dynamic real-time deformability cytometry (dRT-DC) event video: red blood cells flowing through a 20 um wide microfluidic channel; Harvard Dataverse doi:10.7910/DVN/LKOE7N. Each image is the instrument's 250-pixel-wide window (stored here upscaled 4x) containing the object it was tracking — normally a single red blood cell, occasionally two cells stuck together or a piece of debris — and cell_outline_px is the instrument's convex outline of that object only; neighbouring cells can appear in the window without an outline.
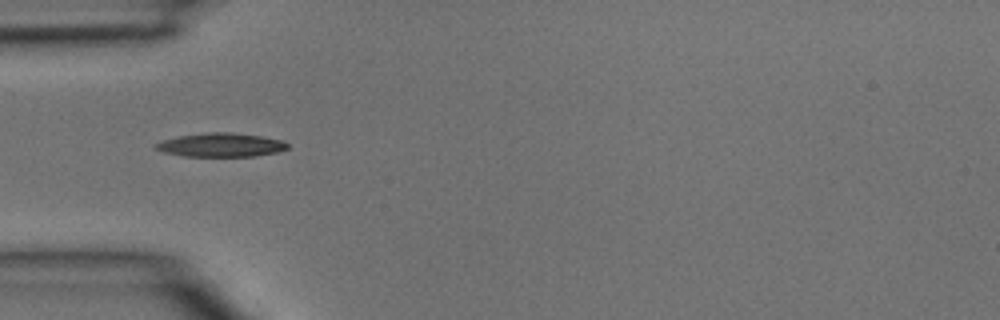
{"species": "common noctule bat (a hibernating species)", "species_latin": "Nyctalus noctula", "temperature_condition": "room temperature", "stored_images_in_passage": 1, "camera_frame_rate_fps": 3000, "um_per_image_px": 0.085, "animal": {"sex": "male", "body_mass_g": 15.6}, "frame": {"image": 1, "passage_image": 1, "time_ms": 0.0, "image_size_px": [1000, 320], "cell_outline_px": [[288, 148], [280, 152], [256, 156], [184, 156], [164, 152], [156, 148], [156, 144], [164, 140], [180, 136], [208, 132], [228, 132], [260, 136], [280, 140], [288, 144]], "centroid_in_image_um": [18.83, 12.33], "position_along_channel_um": 66.2, "area_um2": 17.98}}